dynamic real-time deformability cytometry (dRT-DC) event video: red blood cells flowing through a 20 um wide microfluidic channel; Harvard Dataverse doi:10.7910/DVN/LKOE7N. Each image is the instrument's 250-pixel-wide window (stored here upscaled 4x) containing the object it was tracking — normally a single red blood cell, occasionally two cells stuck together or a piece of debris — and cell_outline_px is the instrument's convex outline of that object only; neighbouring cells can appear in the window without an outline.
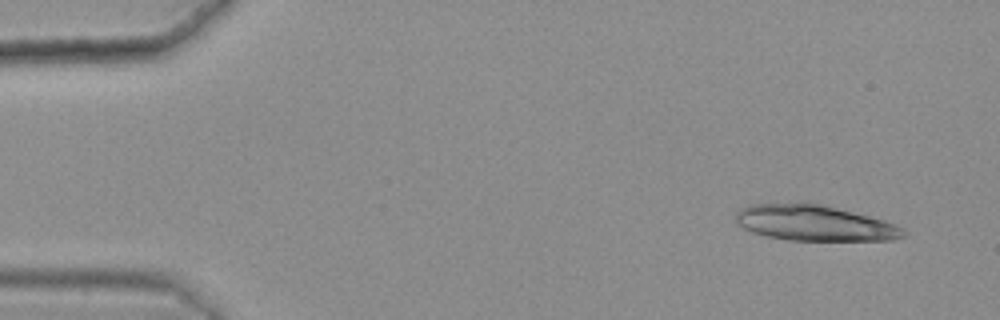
{"species": "common noctule bat (a hibernating species)", "species_latin": "Nyctalus noctula", "temperature_condition": "warm", "stored_images_in_passage": 20, "camera_frame_rate_fps": 3000, "um_per_image_px": 0.085, "animal": {"sex": "female", "body_mass_g": 25.1}, "frame": {"image": 1, "passage_image": 4, "time_ms": 1.0, "image_size_px": [1000, 320], "cell_outline_px": [[908, 232], [904, 236], [892, 240], [788, 240], [768, 236], [752, 232], [736, 224], [736, 212], [740, 208], [748, 204], [800, 200], [804, 200], [884, 220], [904, 228]], "centroid_in_image_um": [69.16, 18.92], "position_along_channel_um": 15.8, "area_um2": 35.49}}